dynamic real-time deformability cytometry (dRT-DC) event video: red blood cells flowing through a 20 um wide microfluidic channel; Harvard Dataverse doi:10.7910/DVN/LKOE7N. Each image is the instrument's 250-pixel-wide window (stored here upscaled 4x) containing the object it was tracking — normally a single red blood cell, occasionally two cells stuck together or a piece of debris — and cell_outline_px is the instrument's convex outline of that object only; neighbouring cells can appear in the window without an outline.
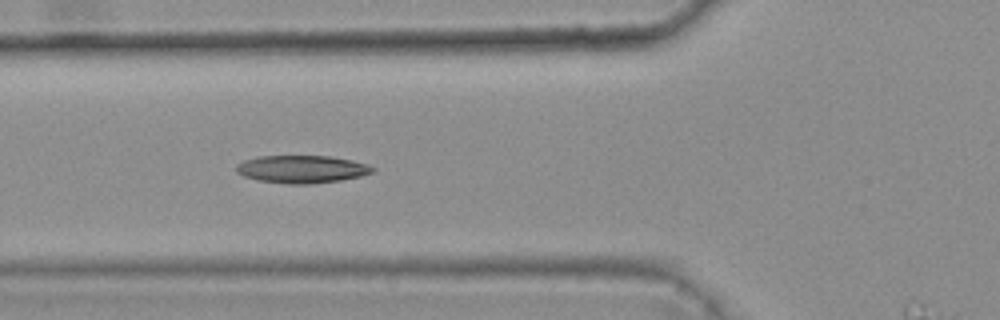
{"species": "common noctule bat (a hibernating species)", "species_latin": "Nyctalus noctula", "temperature_condition": "warm", "stored_images_in_passage": 5, "camera_frame_rate_fps": 3000, "um_per_image_px": 0.085, "animal": {"sex": "female", "body_mass_g": 25.1}, "frame": {"image": 1, "passage_image": 4, "time_ms": 1.0, "image_size_px": [1000, 320], "cell_outline_px": [[376, 172], [360, 176], [340, 180], [312, 184], [288, 184], [260, 180], [244, 176], [236, 172], [236, 164], [244, 160], [256, 156], [332, 156], [352, 160], [368, 164], [376, 168]], "centroid_in_image_um": [25.68, 14.37], "position_along_channel_um": 100.1, "area_um2": 22.14}}